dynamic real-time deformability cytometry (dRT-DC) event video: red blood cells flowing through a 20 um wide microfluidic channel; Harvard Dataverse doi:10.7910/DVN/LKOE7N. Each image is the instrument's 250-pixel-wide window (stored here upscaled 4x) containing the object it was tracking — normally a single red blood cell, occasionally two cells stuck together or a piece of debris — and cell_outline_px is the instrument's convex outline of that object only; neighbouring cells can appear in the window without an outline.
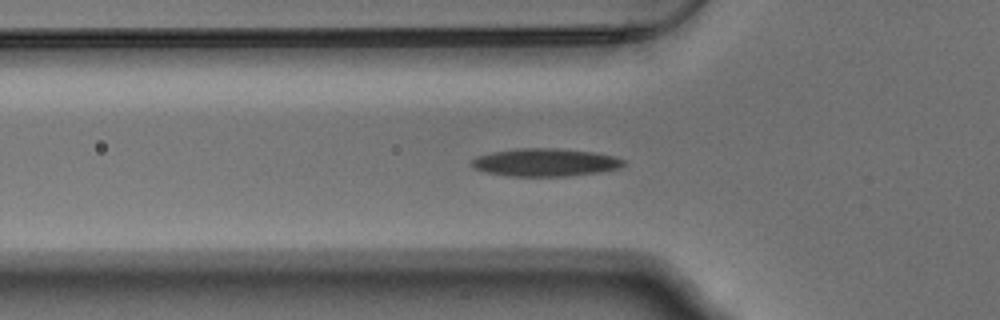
{"species": "Egyptian fruit bat (a non-hibernating species)", "species_latin": "Rousettus aegyptiacus", "temperature_condition": "warm", "stored_images_in_passage": 38, "camera_frame_rate_fps": 3000, "um_per_image_px": 0.085, "animal": {"sex": "male"}, "frame": {"image": 1, "passage_image": 2, "time_ms": 0.333, "image_size_px": [1000, 320], "cell_outline_px": [[628, 164], [620, 168], [600, 172], [568, 176], [504, 176], [484, 172], [472, 168], [468, 164], [468, 160], [476, 156], [492, 152], [516, 148], [556, 148], [592, 152], [616, 156], [624, 160]], "centroid_in_image_um": [46.29, 13.81], "position_along_channel_um": 79.5, "area_um2": 25.2}}
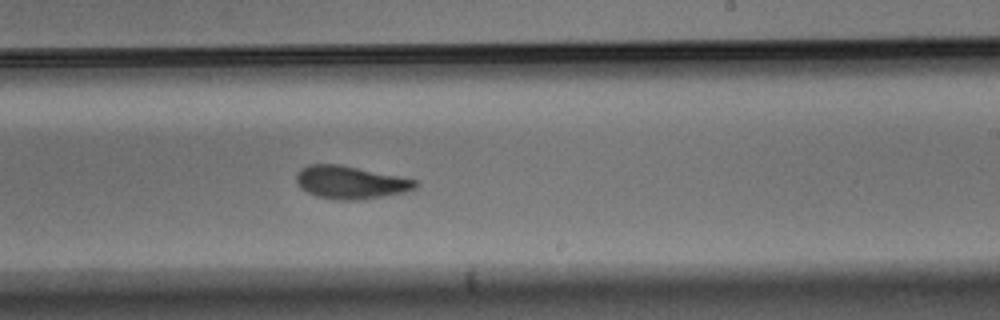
{"frame": {"image": 2, "passage_image": 16, "time_ms": 5.0, "image_size_px": [1000, 320], "cell_outline_px": [[420, 184], [416, 188], [408, 192], [360, 200], [336, 200], [316, 196], [300, 188], [296, 184], [296, 172], [300, 168], [308, 164], [340, 164], [400, 176], [416, 180]], "centroid_in_image_um": [29.79, 15.5], "position_along_channel_um": 259.2, "area_um2": 23.24}}
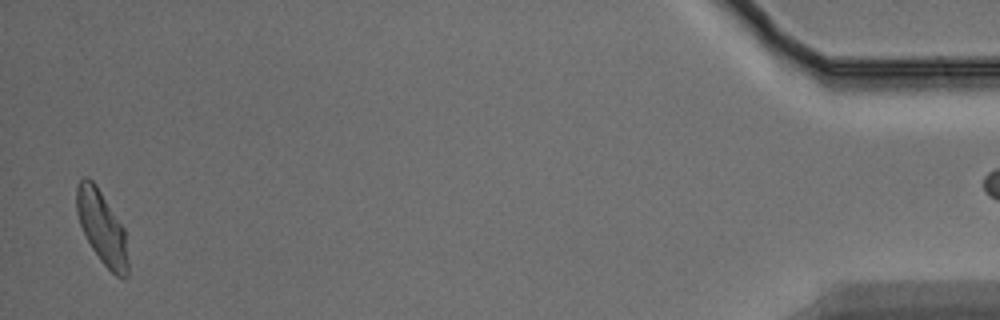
{"frame": {"image": 3, "passage_image": 36, "time_ms": 11.667, "image_size_px": [1000, 320], "cell_outline_px": [[128, 276], [116, 276], [100, 260], [92, 248], [80, 224], [76, 212], [76, 184], [84, 176], [88, 176], [96, 184], [124, 228], [128, 260]], "centroid_in_image_um": [8.64, 19.29], "position_along_channel_um": 426.6, "area_um2": 21.73}}